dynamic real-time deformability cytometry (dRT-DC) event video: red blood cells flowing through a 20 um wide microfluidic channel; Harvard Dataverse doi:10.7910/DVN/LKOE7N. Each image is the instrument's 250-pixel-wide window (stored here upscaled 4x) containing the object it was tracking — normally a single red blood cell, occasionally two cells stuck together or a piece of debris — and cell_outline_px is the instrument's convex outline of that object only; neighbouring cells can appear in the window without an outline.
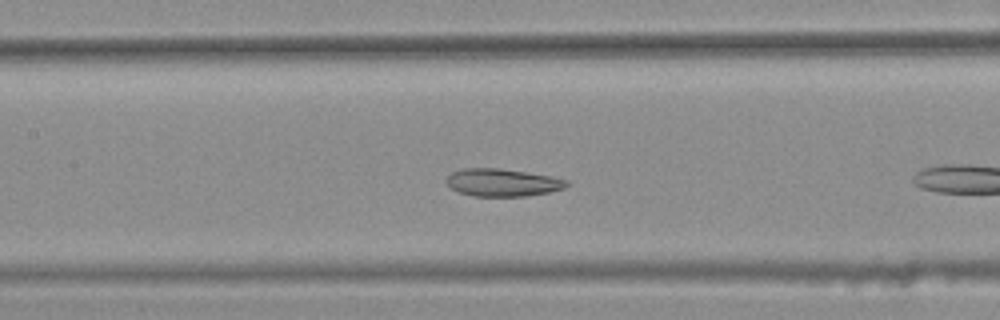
{"species": "common noctule bat (a hibernating species)", "species_latin": "Nyctalus noctula", "temperature_condition": "warm", "stored_images_in_passage": 11, "camera_frame_rate_fps": 3000, "um_per_image_px": 0.085, "animal": {"sex": "female", "body_mass_g": 25.1}, "frame": {"image": 1, "passage_image": 10, "time_ms": 3.0, "image_size_px": [1000, 320], "cell_outline_px": [[568, 184], [564, 188], [548, 192], [528, 196], [472, 196], [460, 192], [452, 188], [444, 180], [452, 172], [464, 168], [496, 168], [552, 176], [568, 180]], "centroid_in_image_um": [42.7, 15.52], "position_along_channel_um": 164.7, "area_um2": 19.19}}